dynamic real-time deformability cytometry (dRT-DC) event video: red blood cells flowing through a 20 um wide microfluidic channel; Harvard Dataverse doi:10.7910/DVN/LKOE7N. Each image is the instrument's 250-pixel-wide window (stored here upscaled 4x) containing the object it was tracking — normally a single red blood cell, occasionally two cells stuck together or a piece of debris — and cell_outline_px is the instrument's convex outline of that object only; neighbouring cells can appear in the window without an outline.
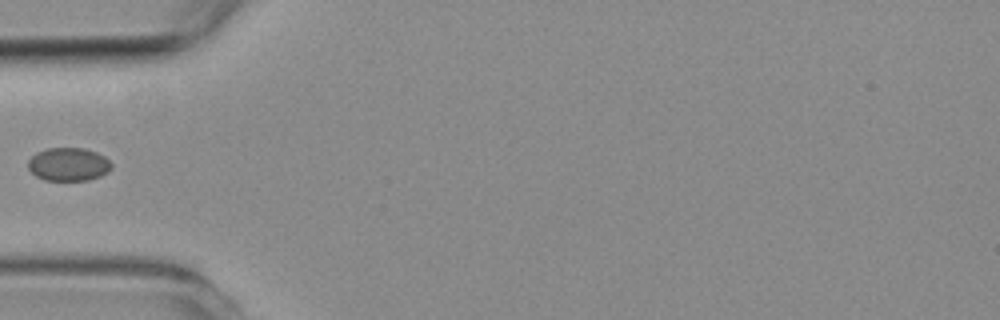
{"species": "common noctule bat (a hibernating species)", "species_latin": "Nyctalus noctula", "temperature_condition": "room temperature", "stored_images_in_passage": 37, "camera_frame_rate_fps": 3000, "um_per_image_px": 0.085, "animal": {"sex": "female", "body_mass_g": 19.3, "forearm_length_mm": 54.1}, "frame": {"image": 1, "passage_image": 1, "time_ms": 0.0, "image_size_px": [1000, 320], "cell_outline_px": [[112, 168], [108, 172], [100, 176], [88, 180], [44, 180], [36, 176], [28, 168], [28, 160], [36, 152], [48, 148], [84, 148], [96, 152], [104, 156], [112, 164]], "centroid_in_image_um": [5.82, 13.96], "position_along_channel_um": 79.2, "area_um2": 16.18}}
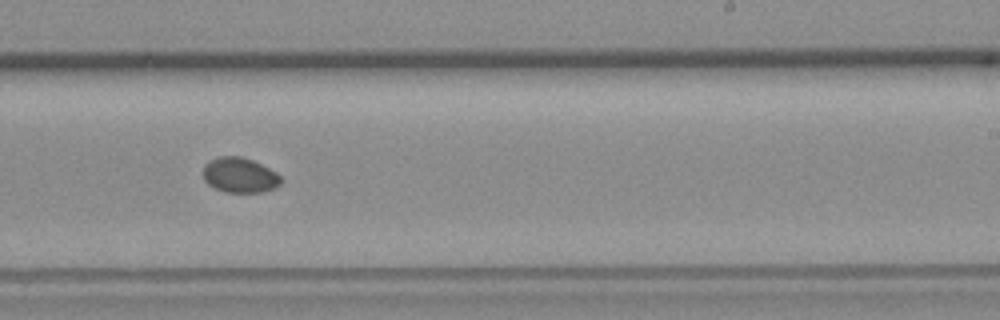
{"frame": {"image": 2, "passage_image": 16, "time_ms": 5.0, "image_size_px": [1000, 320], "cell_outline_px": [[280, 184], [276, 188], [260, 192], [224, 192], [208, 184], [204, 180], [204, 164], [208, 160], [220, 156], [240, 156], [252, 160], [276, 172], [280, 176]], "centroid_in_image_um": [20.36, 14.88], "position_along_channel_um": 268.6, "area_um2": 15.84}}
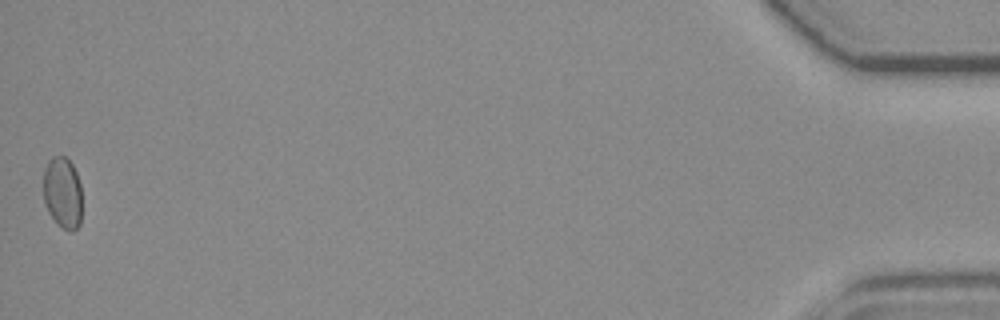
{"frame": {"image": 3, "passage_image": 37, "time_ms": 12.0, "image_size_px": [1000, 320], "cell_outline_px": [[80, 224], [72, 232], [68, 232], [56, 224], [48, 212], [44, 204], [44, 168], [48, 160], [52, 156], [64, 156], [72, 164], [76, 172], [80, 184]], "centroid_in_image_um": [5.3, 16.4], "position_along_channel_um": 429.9, "area_um2": 16.18}}